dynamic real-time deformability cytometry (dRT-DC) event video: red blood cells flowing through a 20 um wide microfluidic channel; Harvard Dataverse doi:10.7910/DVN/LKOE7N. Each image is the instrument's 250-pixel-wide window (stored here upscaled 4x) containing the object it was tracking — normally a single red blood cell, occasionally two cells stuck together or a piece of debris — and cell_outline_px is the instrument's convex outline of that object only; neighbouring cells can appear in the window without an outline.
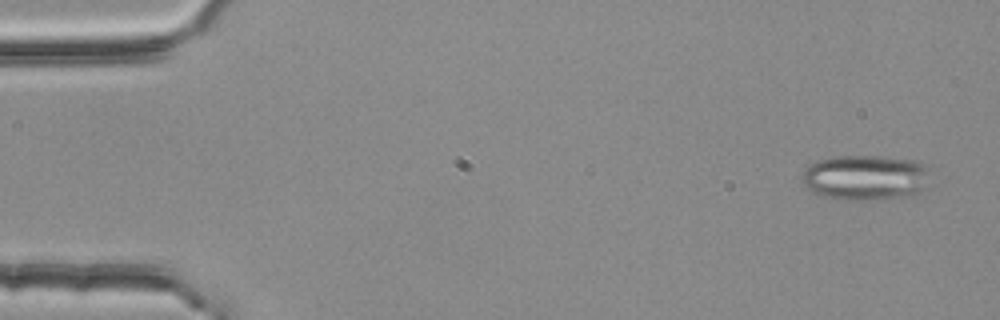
{"species": "common noctule bat (a hibernating species)", "species_latin": "Nyctalus noctula", "temperature_condition": "room temperature", "stored_images_in_passage": 55, "segment_of_instrument_passage": [1, 2], "camera_frame_rate_fps": 3000, "um_per_image_px": 0.085, "animal": {"sex": "female", "body_mass_g": 25.1}, "frame": {"image": 1, "passage_image": 3, "time_ms": 0.667, "image_size_px": [1000, 320], "cell_outline_px": [[924, 188], [916, 196], [884, 200], [844, 200], [824, 196], [812, 192], [800, 180], [800, 176], [816, 160], [836, 156], [876, 156], [912, 160], [924, 164]], "centroid_in_image_um": [73.51, 15.12], "position_along_channel_um": 11.5, "area_um2": 33.76}}